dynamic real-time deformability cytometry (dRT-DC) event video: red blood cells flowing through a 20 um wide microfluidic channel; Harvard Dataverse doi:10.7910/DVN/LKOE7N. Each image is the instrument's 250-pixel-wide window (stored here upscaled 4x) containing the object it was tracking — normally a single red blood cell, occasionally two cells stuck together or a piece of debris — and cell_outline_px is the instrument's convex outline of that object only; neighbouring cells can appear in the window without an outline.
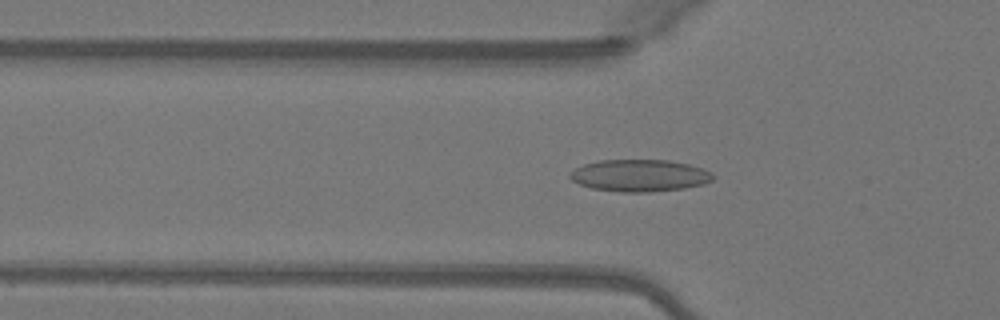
{"species": "Egyptian fruit bat (a non-hibernating species)", "species_latin": "Rousettus aegyptiacus", "temperature_condition": "warm", "stored_images_in_passage": 48, "camera_frame_rate_fps": 3000, "um_per_image_px": 0.085, "animal": {"sex": "female"}, "frame": {"image": 1, "passage_image": 15, "time_ms": 4.667, "image_size_px": [1000, 320], "cell_outline_px": [[716, 176], [712, 180], [704, 184], [684, 188], [648, 192], [620, 192], [592, 188], [580, 184], [572, 180], [568, 176], [576, 168], [584, 164], [600, 160], [668, 160], [688, 164], [712, 172]], "centroid_in_image_um": [54.39, 14.92], "position_along_channel_um": 71.4, "area_um2": 26.59}}
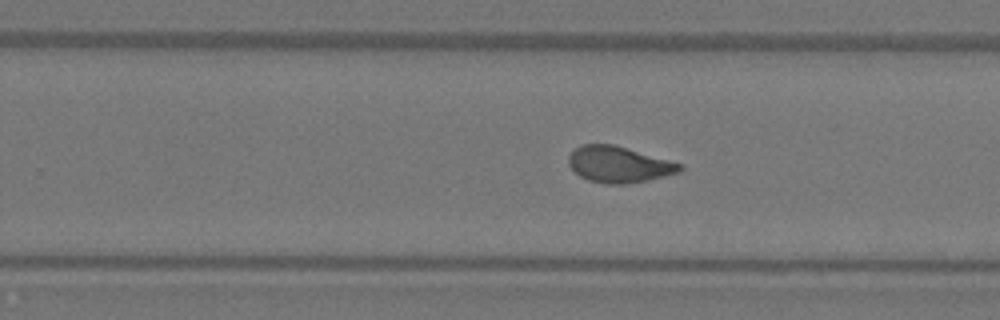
{"frame": {"image": 2, "passage_image": 30, "time_ms": 9.667, "image_size_px": [1000, 320], "cell_outline_px": [[684, 168], [680, 172], [648, 180], [624, 184], [608, 184], [588, 180], [580, 176], [568, 164], [568, 156], [580, 144], [612, 144], [684, 164]], "centroid_in_image_um": [52.61, 13.98], "position_along_channel_um": 277.2, "area_um2": 23.35}}
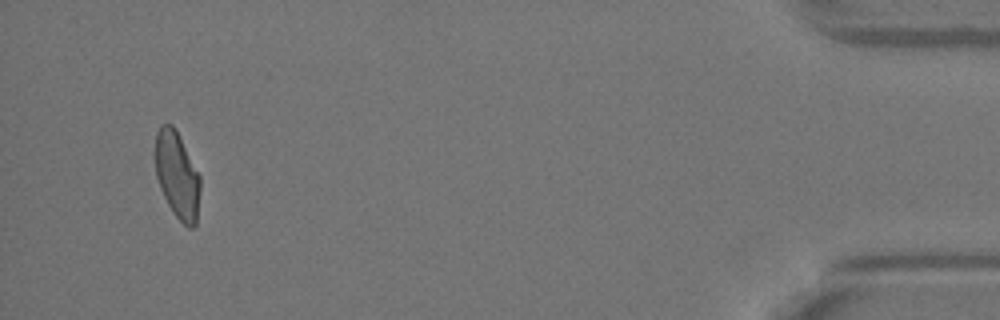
{"frame": {"image": 3, "passage_image": 46, "time_ms": 15.0, "image_size_px": [1000, 320], "cell_outline_px": [[200, 188], [196, 224], [192, 228], [188, 228], [172, 212], [160, 188], [156, 176], [156, 132], [160, 124], [172, 124], [200, 176]], "centroid_in_image_um": [15.05, 14.92], "position_along_channel_um": 420.1, "area_um2": 22.31}, "authors_computed_cell_mechanics": {"area_um2": 23.6402, "velocity_mm_per_s": 4.1012, "shape_relaxation_time_tau1_ms": 6.9736, "shape_relaxation_time_tau2_ms": 0.7977, "deformation_change_tau1": 0.1939, "deformation_change_tau2": 0.0586}}